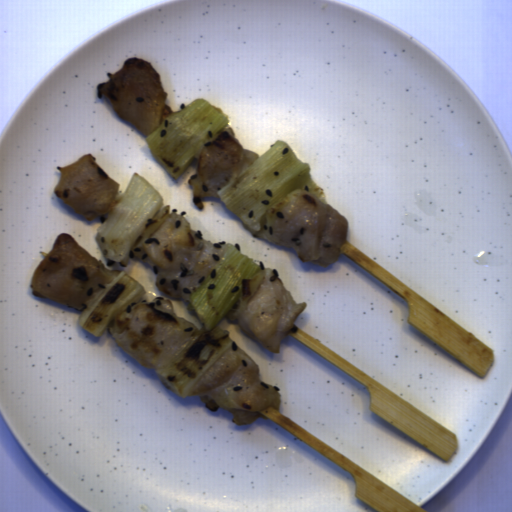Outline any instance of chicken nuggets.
Returning <instances> with one entry per match:
<instances>
[{
  "instance_id": "chicken-nuggets-1",
  "label": "chicken nuggets",
  "mask_w": 512,
  "mask_h": 512,
  "mask_svg": "<svg viewBox=\"0 0 512 512\" xmlns=\"http://www.w3.org/2000/svg\"><path fill=\"white\" fill-rule=\"evenodd\" d=\"M232 243L206 240L179 213L165 205L134 240L129 254L155 273L158 291L190 301L219 266Z\"/></svg>"
},
{
  "instance_id": "chicken-nuggets-2",
  "label": "chicken nuggets",
  "mask_w": 512,
  "mask_h": 512,
  "mask_svg": "<svg viewBox=\"0 0 512 512\" xmlns=\"http://www.w3.org/2000/svg\"><path fill=\"white\" fill-rule=\"evenodd\" d=\"M349 221L331 204L301 190H293L266 214L270 243L292 248L303 263L326 268L335 263L346 242Z\"/></svg>"
},
{
  "instance_id": "chicken-nuggets-9",
  "label": "chicken nuggets",
  "mask_w": 512,
  "mask_h": 512,
  "mask_svg": "<svg viewBox=\"0 0 512 512\" xmlns=\"http://www.w3.org/2000/svg\"><path fill=\"white\" fill-rule=\"evenodd\" d=\"M120 186L87 153L73 164L60 168L55 195L89 222L109 215L119 203Z\"/></svg>"
},
{
  "instance_id": "chicken-nuggets-5",
  "label": "chicken nuggets",
  "mask_w": 512,
  "mask_h": 512,
  "mask_svg": "<svg viewBox=\"0 0 512 512\" xmlns=\"http://www.w3.org/2000/svg\"><path fill=\"white\" fill-rule=\"evenodd\" d=\"M121 272L109 270L71 234L60 233L32 274L31 294L81 312L93 306Z\"/></svg>"
},
{
  "instance_id": "chicken-nuggets-8",
  "label": "chicken nuggets",
  "mask_w": 512,
  "mask_h": 512,
  "mask_svg": "<svg viewBox=\"0 0 512 512\" xmlns=\"http://www.w3.org/2000/svg\"><path fill=\"white\" fill-rule=\"evenodd\" d=\"M258 158L242 147L232 128L225 126L200 149L197 169L187 182L193 204L201 209L203 198H220L218 191L237 180Z\"/></svg>"
},
{
  "instance_id": "chicken-nuggets-3",
  "label": "chicken nuggets",
  "mask_w": 512,
  "mask_h": 512,
  "mask_svg": "<svg viewBox=\"0 0 512 512\" xmlns=\"http://www.w3.org/2000/svg\"><path fill=\"white\" fill-rule=\"evenodd\" d=\"M121 350L152 369H165L198 327L174 311L169 298L139 299L119 310L106 327Z\"/></svg>"
},
{
  "instance_id": "chicken-nuggets-6",
  "label": "chicken nuggets",
  "mask_w": 512,
  "mask_h": 512,
  "mask_svg": "<svg viewBox=\"0 0 512 512\" xmlns=\"http://www.w3.org/2000/svg\"><path fill=\"white\" fill-rule=\"evenodd\" d=\"M107 97L117 116L146 137L164 121L168 93L160 74L142 58H127L107 82L97 87V96Z\"/></svg>"
},
{
  "instance_id": "chicken-nuggets-7",
  "label": "chicken nuggets",
  "mask_w": 512,
  "mask_h": 512,
  "mask_svg": "<svg viewBox=\"0 0 512 512\" xmlns=\"http://www.w3.org/2000/svg\"><path fill=\"white\" fill-rule=\"evenodd\" d=\"M263 270L261 284L237 320L243 334L267 350L280 353V342L288 336L308 304L296 303L275 268Z\"/></svg>"
},
{
  "instance_id": "chicken-nuggets-4",
  "label": "chicken nuggets",
  "mask_w": 512,
  "mask_h": 512,
  "mask_svg": "<svg viewBox=\"0 0 512 512\" xmlns=\"http://www.w3.org/2000/svg\"><path fill=\"white\" fill-rule=\"evenodd\" d=\"M187 396L199 397L213 412L218 413L220 408L231 412V421L237 426L269 419L259 412L269 406L279 412L281 404L277 389L261 381L257 362L235 343L198 379Z\"/></svg>"
}]
</instances>
